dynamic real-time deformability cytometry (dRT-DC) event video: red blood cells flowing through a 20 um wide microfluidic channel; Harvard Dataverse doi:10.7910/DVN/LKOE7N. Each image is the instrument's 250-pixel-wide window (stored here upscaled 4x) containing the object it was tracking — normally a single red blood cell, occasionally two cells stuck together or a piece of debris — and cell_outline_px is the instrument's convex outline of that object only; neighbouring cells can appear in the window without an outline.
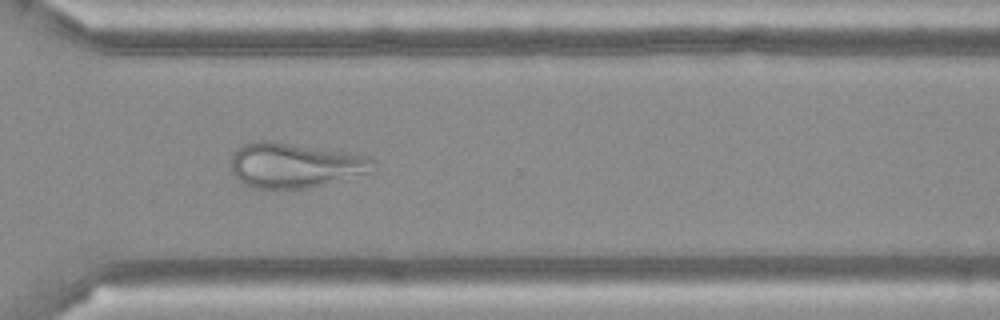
{"species": "Egyptian fruit bat (a non-hibernating species)", "species_latin": "Rousettus aegyptiacus", "temperature_condition": "cold", "stored_images_in_passage": 41, "camera_frame_rate_fps": 3000, "um_per_image_px": 0.085, "frame": {"image": 1, "passage_image": 30, "time_ms": 9.667, "image_size_px": [1000, 320], "cell_outline_px": [[376, 164], [372, 172], [308, 188], [256, 188], [244, 184], [236, 180], [232, 172], [232, 156], [244, 144], [256, 140], [272, 140], [352, 152], [368, 156], [376, 160]], "centroid_in_image_um": [25.11, 14.03], "position_along_channel_um": 345.5, "area_um2": 37.63}}